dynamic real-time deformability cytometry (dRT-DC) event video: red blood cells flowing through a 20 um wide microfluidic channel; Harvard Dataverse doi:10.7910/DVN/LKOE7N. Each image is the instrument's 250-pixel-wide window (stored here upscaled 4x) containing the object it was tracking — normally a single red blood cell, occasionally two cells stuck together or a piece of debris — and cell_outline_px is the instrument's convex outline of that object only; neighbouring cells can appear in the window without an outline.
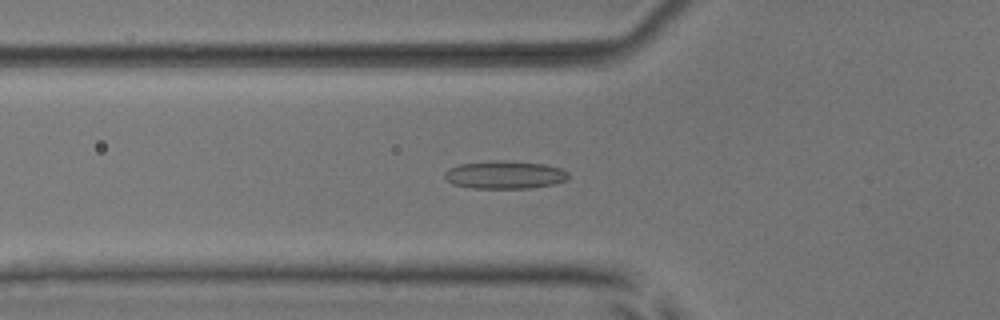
{"species": "common noctule bat (a hibernating species)", "species_latin": "Nyctalus noctula", "temperature_condition": "room temperature", "stored_images_in_passage": 47, "segment_of_instrument_passage": [1, 2], "camera_frame_rate_fps": 3000, "um_per_image_px": 0.085, "animal": {"sex": "male", "body_mass_g": 17.9, "forearm_length_mm": 54.2}, "frame": {"image": 1, "passage_image": 12, "time_ms": 3.667, "image_size_px": [1000, 320], "cell_outline_px": [[568, 180], [552, 184], [532, 188], [472, 188], [452, 184], [444, 176], [444, 172], [448, 168], [460, 164], [492, 160], [504, 160], [544, 164], [560, 168], [568, 172]], "centroid_in_image_um": [42.89, 14.85], "position_along_channel_um": 82.9, "area_um2": 20.23}}
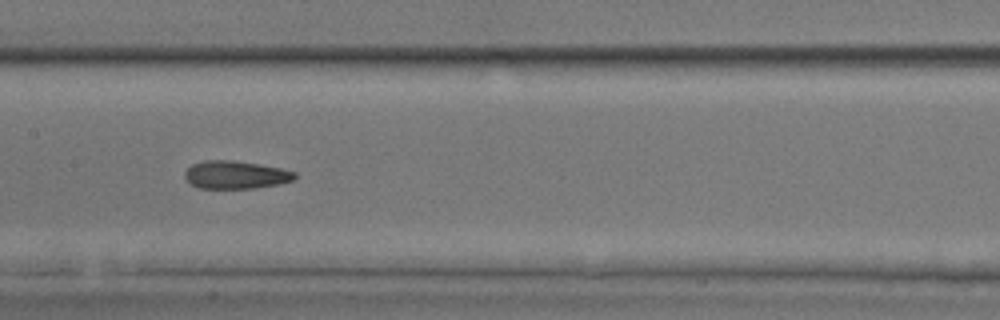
{"frame": {"image": 2, "passage_image": 20, "time_ms": 6.333, "image_size_px": [1000, 320], "cell_outline_px": [[296, 176], [292, 180], [276, 184], [252, 188], [200, 188], [192, 184], [184, 176], [184, 172], [192, 164], [204, 160], [232, 160], [280, 168], [296, 172]], "centroid_in_image_um": [19.99, 14.85], "position_along_channel_um": 187.4, "area_um2": 17.57}}
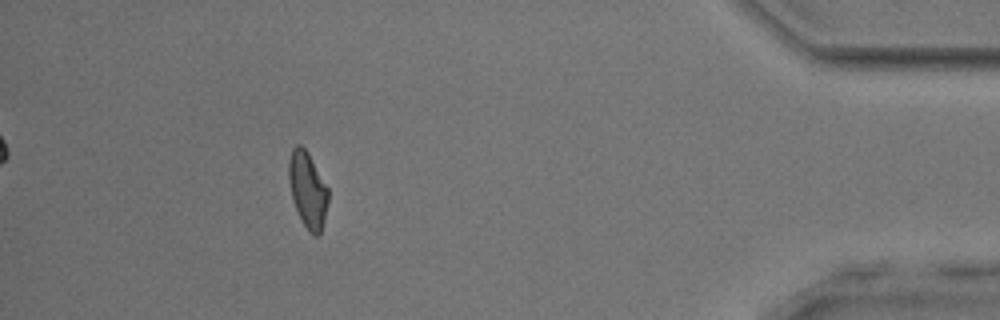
{"frame": {"image": 3, "passage_image": 41, "time_ms": 13.333, "image_size_px": [1000, 320], "cell_outline_px": [[328, 200], [324, 220], [320, 232], [316, 236], [308, 232], [292, 200], [288, 176], [288, 164], [292, 148], [296, 144], [300, 144], [308, 152], [328, 188]], "centroid_in_image_um": [26.14, 16.1], "position_along_channel_um": 409.1, "area_um2": 17.28}}